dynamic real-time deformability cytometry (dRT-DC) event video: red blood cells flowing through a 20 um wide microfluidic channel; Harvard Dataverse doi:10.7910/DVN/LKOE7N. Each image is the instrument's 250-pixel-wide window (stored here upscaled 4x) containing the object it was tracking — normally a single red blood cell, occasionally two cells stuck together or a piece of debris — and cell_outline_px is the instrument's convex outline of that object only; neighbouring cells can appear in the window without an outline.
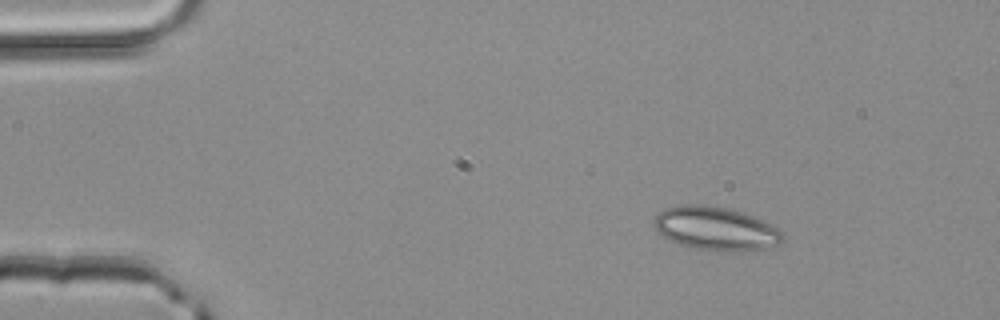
{"species": "common noctule bat (a hibernating species)", "species_latin": "Nyctalus noctula", "temperature_condition": "room temperature", "stored_images_in_passage": 2, "camera_frame_rate_fps": 3000, "um_per_image_px": 0.085, "animal": {"sex": "male", "body_mass_g": 20.4}, "frame": {"image": 1, "passage_image": 1, "time_ms": 0.0, "image_size_px": [1000, 320], "cell_outline_px": [[784, 240], [780, 244], [764, 248], [740, 252], [716, 252], [696, 248], [680, 244], [668, 240], [652, 224], [652, 220], [664, 208], [680, 204], [704, 204], [728, 208], [752, 216], [776, 228], [784, 236]], "centroid_in_image_um": [60.8, 19.44], "position_along_channel_um": 24.2, "area_um2": 32.71}}